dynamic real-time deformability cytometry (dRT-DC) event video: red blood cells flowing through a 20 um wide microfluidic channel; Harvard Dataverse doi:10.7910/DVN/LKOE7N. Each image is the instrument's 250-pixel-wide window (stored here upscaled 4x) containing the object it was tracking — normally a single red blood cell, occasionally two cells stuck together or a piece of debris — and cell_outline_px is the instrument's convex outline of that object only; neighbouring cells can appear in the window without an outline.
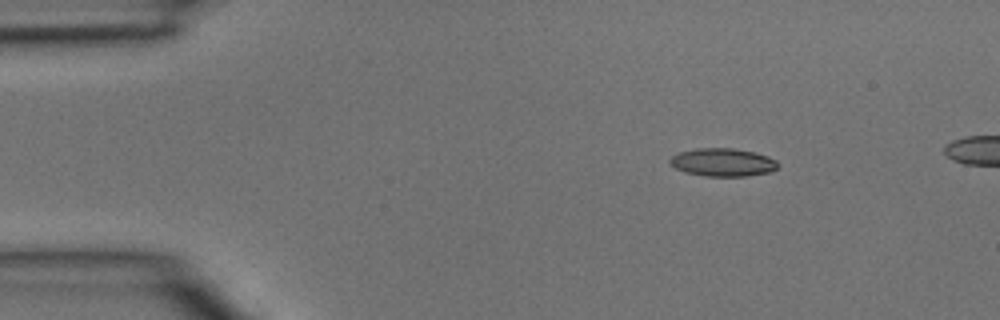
{"species": "common noctule bat (a hibernating species)", "species_latin": "Nyctalus noctula", "temperature_condition": "room temperature", "stored_images_in_passage": 4, "camera_frame_rate_fps": 3000, "um_per_image_px": 0.085, "animal": {"sex": "male", "body_mass_g": 15.6}, "frame": {"image": 1, "passage_image": 2, "time_ms": 0.333, "image_size_px": [1000, 320], "cell_outline_px": [[780, 164], [772, 172], [748, 176], [704, 176], [684, 172], [676, 168], [668, 160], [672, 156], [680, 152], [696, 148], [732, 148], [756, 152], [768, 156], [776, 160]], "centroid_in_image_um": [61.47, 13.8], "position_along_channel_um": 23.5, "area_um2": 17.8}}